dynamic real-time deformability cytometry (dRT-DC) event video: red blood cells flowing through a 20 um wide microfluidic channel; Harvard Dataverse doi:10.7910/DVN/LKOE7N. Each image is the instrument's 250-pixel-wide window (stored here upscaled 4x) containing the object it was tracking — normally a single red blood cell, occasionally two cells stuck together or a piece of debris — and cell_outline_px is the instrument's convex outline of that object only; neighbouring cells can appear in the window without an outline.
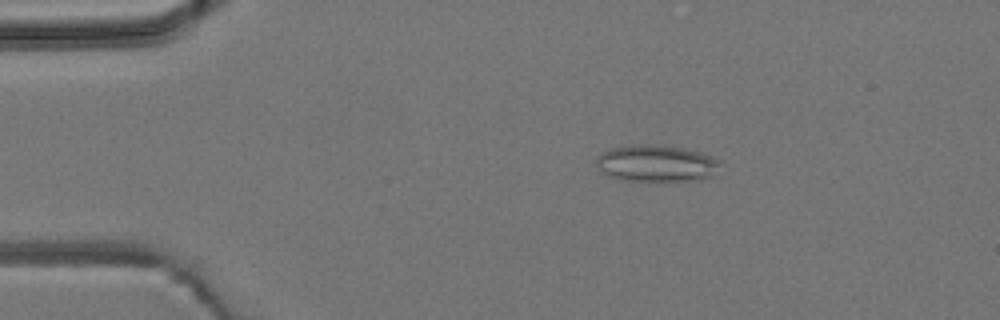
{"species": "common noctule bat (a hibernating species)", "species_latin": "Nyctalus noctula", "temperature_condition": "room temperature", "stored_images_in_passage": 5, "camera_frame_rate_fps": 3000, "um_per_image_px": 0.085, "animal": {"sex": "male", "body_mass_g": 19.2, "forearm_length_mm": 51.8}, "frame": {"image": 1, "passage_image": 2, "time_ms": 1.333, "image_size_px": [1000, 320], "cell_outline_px": [[720, 176], [700, 180], [624, 180], [612, 176], [604, 172], [596, 164], [596, 156], [612, 148], [636, 144], [656, 144], [684, 148], [700, 152], [712, 156], [720, 160]], "centroid_in_image_um": [55.91, 13.88], "position_along_channel_um": 29.1, "area_um2": 26.7}}